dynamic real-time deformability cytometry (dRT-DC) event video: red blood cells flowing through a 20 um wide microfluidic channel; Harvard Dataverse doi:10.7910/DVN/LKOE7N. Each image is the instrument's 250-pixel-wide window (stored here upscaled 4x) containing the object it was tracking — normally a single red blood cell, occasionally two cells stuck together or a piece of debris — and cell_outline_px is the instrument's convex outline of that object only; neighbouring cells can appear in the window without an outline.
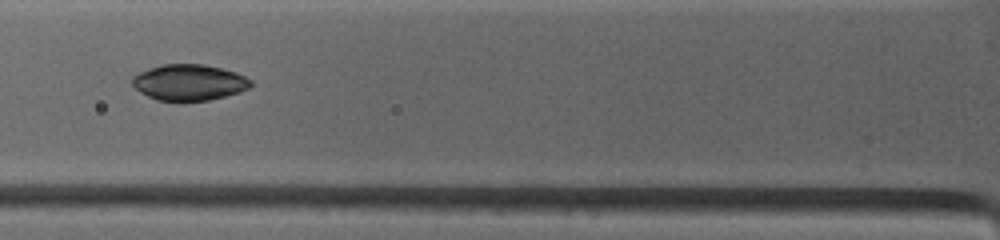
{"species": "common noctule bat (a hibernating species)", "species_latin": "Nyctalus noctula", "temperature_condition": "warm", "stored_images_in_passage": 22, "camera_frame_rate_fps": 4500, "um_per_image_px": 0.085, "animal": {"sex": "female", "body_mass_g": 19.0, "forearm_length_mm": 53.3}, "frame": {"image": 1, "passage_image": 4, "time_ms": 1.778, "image_size_px": [1000, 240], "cell_outline_px": [[252, 84], [248, 88], [240, 92], [208, 100], [156, 100], [148, 96], [136, 88], [132, 84], [132, 80], [140, 72], [164, 64], [204, 64], [236, 72], [252, 80]], "centroid_in_image_um": [16.11, 7.0], "position_along_channel_um": 109.7, "area_um2": 24.39}}
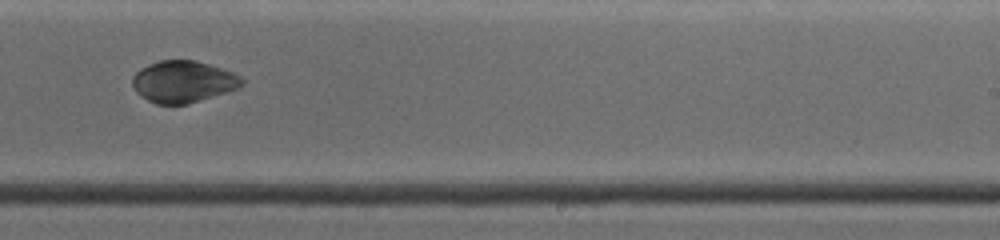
{"frame": {"image": 2, "passage_image": 12, "time_ms": 6.0, "image_size_px": [1000, 240], "cell_outline_px": [[244, 80], [236, 88], [188, 104], [156, 104], [148, 100], [132, 84], [132, 76], [140, 68], [148, 64], [160, 60], [196, 60], [232, 72]], "centroid_in_image_um": [15.53, 6.92], "position_along_channel_um": 273.5, "area_um2": 26.01}}
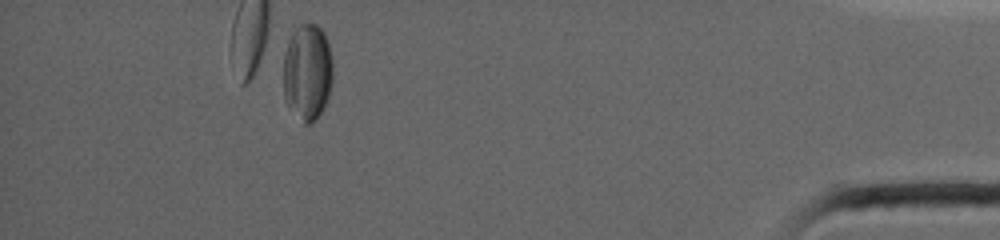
{"frame": {"image": 3, "passage_image": 22, "time_ms": 11.333, "image_size_px": [1000, 240], "cell_outline_px": [[332, 80], [328, 96], [320, 112], [308, 124], [304, 124], [284, 96], [284, 56], [288, 40], [296, 28], [300, 24], [316, 24], [324, 32], [328, 40], [332, 60]], "centroid_in_image_um": [26.14, 6.05], "position_along_channel_um": 409.1, "area_um2": 27.28}, "authors_computed_cell_mechanics": {"area_um2": 26.2123, "velocity_mm_per_s": 3.8915, "shape_relaxation_time_tau1_ms": 4.4971, "shape_relaxation_time_tau2_ms": 1.2162, "deformation_change_tau1": 0.1191, "deformation_change_tau2": 0.0265}}